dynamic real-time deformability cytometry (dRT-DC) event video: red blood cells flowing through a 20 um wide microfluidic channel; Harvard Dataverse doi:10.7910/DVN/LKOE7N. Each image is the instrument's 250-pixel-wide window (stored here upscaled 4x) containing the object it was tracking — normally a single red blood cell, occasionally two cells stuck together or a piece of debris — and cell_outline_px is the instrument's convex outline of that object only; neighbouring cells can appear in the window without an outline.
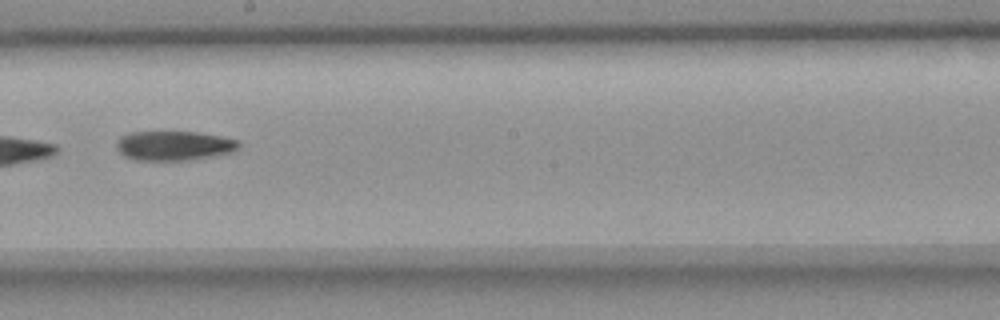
{"species": "common noctule bat (a hibernating species)", "species_latin": "Nyctalus noctula", "temperature_condition": "room temperature", "stored_images_in_passage": 10, "camera_frame_rate_fps": 3000, "um_per_image_px": 0.085, "animal": {"sex": "female", "body_mass_g": 18.4}, "frame": {"image": 1, "passage_image": 8, "time_ms": 8.333, "image_size_px": [1000, 320], "cell_outline_px": [[240, 144], [232, 152], [212, 156], [188, 160], [132, 160], [124, 156], [116, 148], [116, 140], [120, 136], [132, 132], [196, 132], [220, 136], [236, 140]], "centroid_in_image_um": [14.72, 12.38], "position_along_channel_um": 233.5, "area_um2": 20.92}}
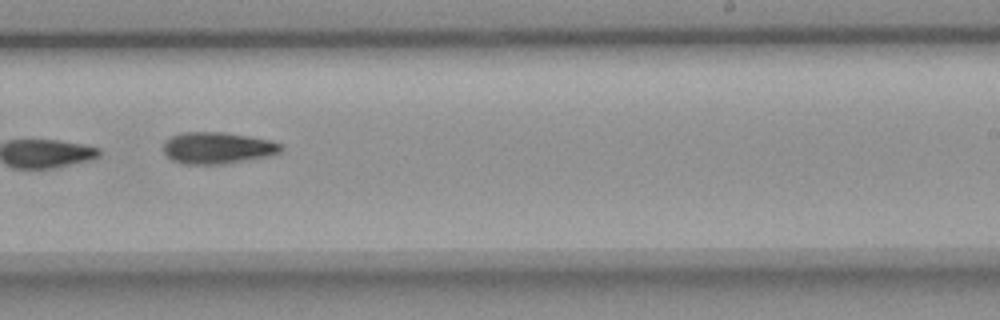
{"frame": {"image": 2, "passage_image": 9, "time_ms": 9.333, "image_size_px": [1000, 320], "cell_outline_px": [[284, 148], [280, 152], [268, 156], [220, 164], [184, 164], [172, 160], [164, 152], [164, 144], [172, 136], [184, 132], [224, 132], [272, 140], [280, 144]], "centroid_in_image_um": [18.5, 12.57], "position_along_channel_um": 270.5, "area_um2": 21.44}}